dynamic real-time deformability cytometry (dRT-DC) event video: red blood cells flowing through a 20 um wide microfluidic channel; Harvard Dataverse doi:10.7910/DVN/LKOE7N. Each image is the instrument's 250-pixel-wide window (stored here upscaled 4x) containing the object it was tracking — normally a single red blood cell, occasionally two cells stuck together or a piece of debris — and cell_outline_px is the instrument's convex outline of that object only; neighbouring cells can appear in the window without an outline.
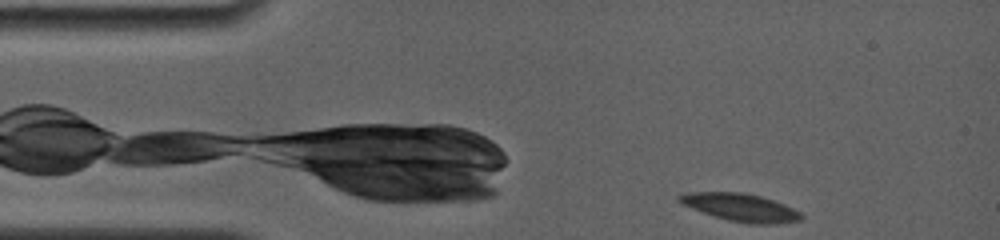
{"species": "common noctule bat (a hibernating species)", "species_latin": "Nyctalus noctula", "temperature_condition": "room temperature", "stored_images_in_passage": 50, "camera_frame_rate_fps": 4000, "um_per_image_px": 0.085, "animal": {"sex": "female", "body_mass_g": 19.0, "forearm_length_mm": 56.7}, "frame": {"image": 1, "passage_image": 1, "time_ms": 0.0, "image_size_px": [1000, 240], "cell_outline_px": [[804, 216], [800, 220], [776, 224], [752, 224], [728, 220], [680, 204], [676, 200], [676, 196], [688, 192], [740, 192], [760, 196], [784, 204], [800, 212]], "centroid_in_image_um": [62.93, 17.62], "position_along_channel_um": 22.1, "area_um2": 19.59}}
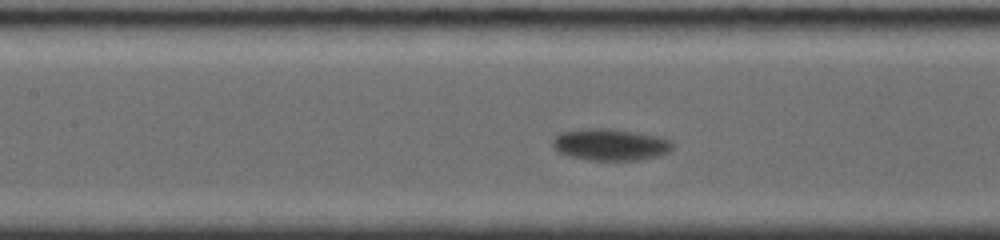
{"frame": {"image": 2, "passage_image": 23, "time_ms": 5.5, "image_size_px": [1000, 240], "cell_outline_px": [[672, 148], [668, 152], [656, 156], [636, 160], [588, 160], [568, 156], [560, 152], [552, 144], [552, 140], [560, 132], [584, 128], [612, 128], [660, 136], [672, 140]], "centroid_in_image_um": [51.88, 12.27], "position_along_channel_um": 155.5, "area_um2": 22.25}}
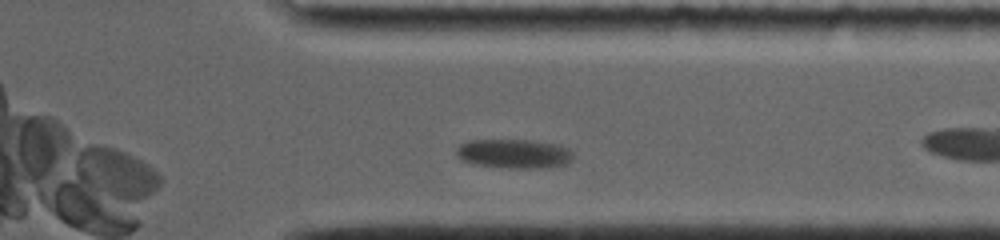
{"frame": {"image": 3, "passage_image": 42, "time_ms": 10.25, "image_size_px": [1000, 240], "cell_outline_px": [[572, 156], [564, 164], [536, 168], [516, 168], [476, 164], [464, 160], [456, 156], [456, 148], [460, 144], [468, 140], [528, 140], [556, 144], [568, 148], [572, 152]], "centroid_in_image_um": [43.64, 13.04], "position_along_channel_um": 367.8, "area_um2": 19.42}, "authors_computed_cell_mechanics": {"area_um2": 20.0855, "velocity_mm_per_s": 3.6162, "shape_relaxation_time_tau1_ms": 5.0604, "shape_relaxation_time_tau2_ms": null, "deformation_change_tau1": 0.1457, "deformation_change_tau2": null}}